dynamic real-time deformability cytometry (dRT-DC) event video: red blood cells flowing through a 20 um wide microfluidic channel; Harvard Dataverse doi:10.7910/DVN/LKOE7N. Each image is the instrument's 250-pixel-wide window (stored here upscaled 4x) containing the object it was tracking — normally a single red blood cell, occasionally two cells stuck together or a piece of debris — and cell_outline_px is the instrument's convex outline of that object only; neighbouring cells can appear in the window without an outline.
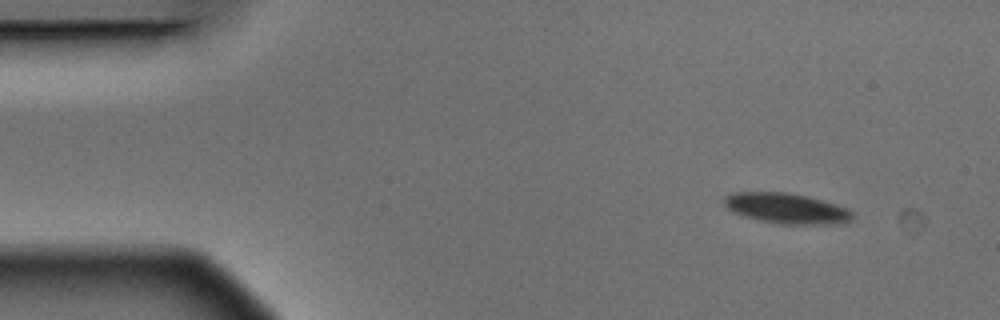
{"species": "Egyptian fruit bat (a non-hibernating species)", "species_latin": "Rousettus aegyptiacus", "temperature_condition": "warm", "stored_images_in_passage": 5, "segment_of_instrument_passage": [2, 2], "camera_frame_rate_fps": 3000, "um_per_image_px": 0.085, "animal": {"sex": "male"}, "frame": {"image": 1, "passage_image": 5, "time_ms": 1.333, "image_size_px": [1000, 320], "cell_outline_px": [[856, 212], [852, 220], [848, 224], [776, 224], [744, 216], [732, 212], [724, 204], [724, 196], [732, 192], [788, 192], [808, 196], [848, 208]], "centroid_in_image_um": [66.91, 17.72], "position_along_channel_um": 18.1, "area_um2": 23.18}}